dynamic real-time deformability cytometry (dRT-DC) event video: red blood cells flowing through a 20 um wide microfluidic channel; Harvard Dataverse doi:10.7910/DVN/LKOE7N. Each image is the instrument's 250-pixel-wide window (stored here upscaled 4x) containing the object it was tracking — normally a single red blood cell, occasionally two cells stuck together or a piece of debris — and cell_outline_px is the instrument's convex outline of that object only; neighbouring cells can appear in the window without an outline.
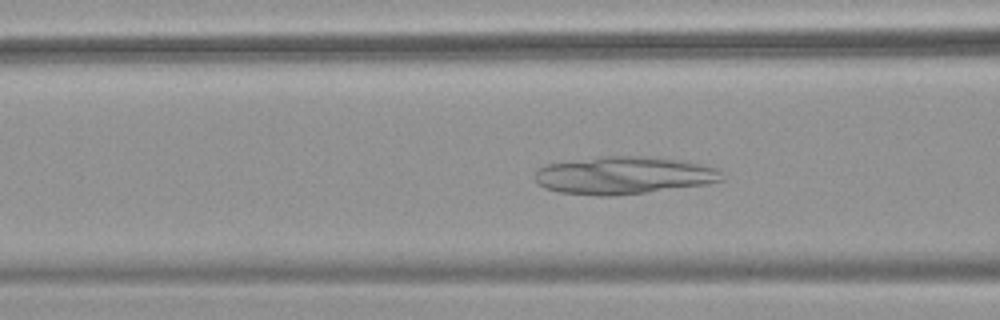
{"species": "common noctule bat (a hibernating species)", "species_latin": "Nyctalus noctula", "temperature_condition": "warm", "stored_images_in_passage": 8, "camera_frame_rate_fps": 3000, "um_per_image_px": 0.085, "animal": {"sex": "female", "body_mass_g": 18.4}, "frame": {"image": 1, "passage_image": 6, "time_ms": 1.667, "image_size_px": [1000, 320], "cell_outline_px": [[724, 180], [708, 184], [616, 196], [600, 196], [560, 192], [544, 188], [536, 184], [536, 172], [540, 168], [548, 164], [572, 160], [600, 156], [648, 156], [688, 160], [720, 168]], "centroid_in_image_um": [53.09, 14.9], "position_along_channel_um": 113.5, "area_um2": 41.5}}